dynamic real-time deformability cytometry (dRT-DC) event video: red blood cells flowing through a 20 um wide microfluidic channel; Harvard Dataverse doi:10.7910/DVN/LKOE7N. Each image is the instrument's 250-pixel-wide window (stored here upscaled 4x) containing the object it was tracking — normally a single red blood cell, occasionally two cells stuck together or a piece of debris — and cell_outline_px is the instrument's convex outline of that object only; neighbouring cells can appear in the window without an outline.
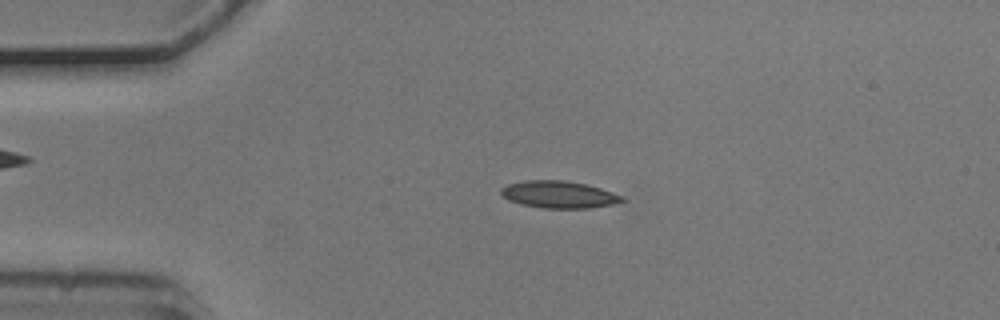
{"species": "common noctule bat (a hibernating species)", "species_latin": "Nyctalus noctula", "temperature_condition": "cold", "stored_images_in_passage": 53, "camera_frame_rate_fps": 3000, "um_per_image_px": 0.085, "animal": {"sex": "male", "body_mass_g": 20.5, "forearm_length_mm": 52.5}, "frame": {"image": 1, "passage_image": 11, "time_ms": 3.333, "image_size_px": [1000, 320], "cell_outline_px": [[624, 200], [612, 204], [588, 208], [544, 208], [520, 204], [508, 200], [500, 192], [500, 188], [508, 184], [524, 180], [564, 180], [588, 184], [624, 196]], "centroid_in_image_um": [47.48, 16.52], "position_along_channel_um": 37.5, "area_um2": 19.13}}
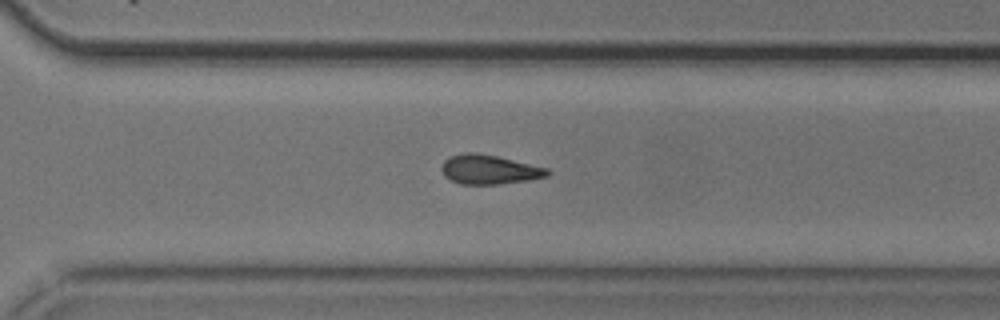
{"frame": {"image": 2, "passage_image": 37, "time_ms": 12.0, "image_size_px": [1000, 320], "cell_outline_px": [[552, 172], [548, 176], [528, 180], [496, 184], [460, 184], [444, 176], [440, 168], [444, 160], [452, 156], [464, 152], [476, 152], [496, 156], [548, 168]], "centroid_in_image_um": [41.58, 14.41], "position_along_channel_um": 329.0, "area_um2": 18.03}}
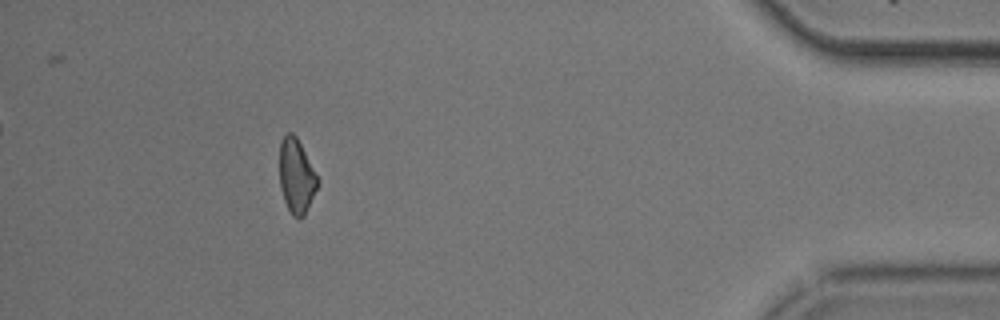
{"frame": {"image": 3, "passage_image": 48, "time_ms": 15.667, "image_size_px": [1000, 320], "cell_outline_px": [[320, 180], [304, 216], [300, 220], [292, 216], [284, 200], [280, 188], [280, 140], [288, 132], [292, 132], [296, 136]], "centroid_in_image_um": [25.19, 14.98], "position_along_channel_um": 410.0, "area_um2": 16.47}, "authors_computed_cell_mechanics": {"area_um2": 18.1492, "velocity_mm_per_s": 3.7265, "shape_relaxation_time_tau1_ms": 3.7153, "shape_relaxation_time_tau2_ms": 6.5615, "deformation_change_tau1": 0.1057, "deformation_change_tau2": 0.1518}}